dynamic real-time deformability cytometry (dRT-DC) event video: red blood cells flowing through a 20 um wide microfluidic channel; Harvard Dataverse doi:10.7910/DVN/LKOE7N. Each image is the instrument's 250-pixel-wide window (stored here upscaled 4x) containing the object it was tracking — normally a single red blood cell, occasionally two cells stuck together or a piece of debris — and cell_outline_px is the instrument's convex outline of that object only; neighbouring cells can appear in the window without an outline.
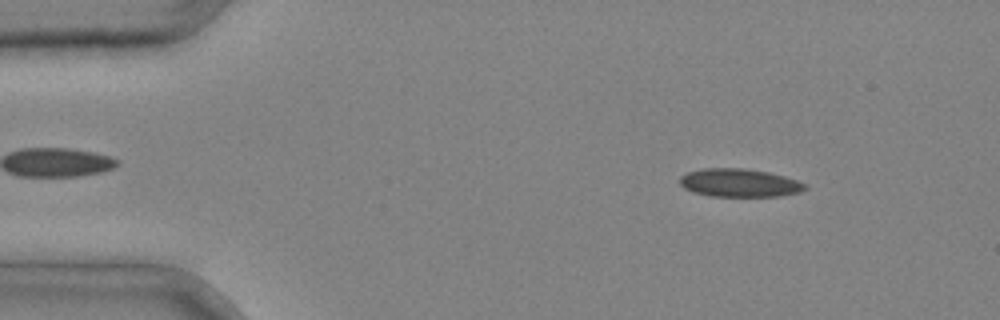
{"species": "common noctule bat (a hibernating species)", "species_latin": "Nyctalus noctula", "temperature_condition": "cold", "stored_images_in_passage": 3, "camera_frame_rate_fps": 3000, "um_per_image_px": 0.085, "animal": {"sex": "male", "body_mass_g": 20.4}, "frame": {"image": 1, "passage_image": 1, "time_ms": 0.0, "image_size_px": [1000, 320], "cell_outline_px": [[808, 188], [800, 192], [780, 196], [712, 196], [692, 192], [684, 188], [680, 184], [680, 176], [688, 172], [704, 168], [744, 168], [768, 172], [784, 176], [808, 184]], "centroid_in_image_um": [62.86, 15.54], "position_along_channel_um": 22.1, "area_um2": 20.63}}
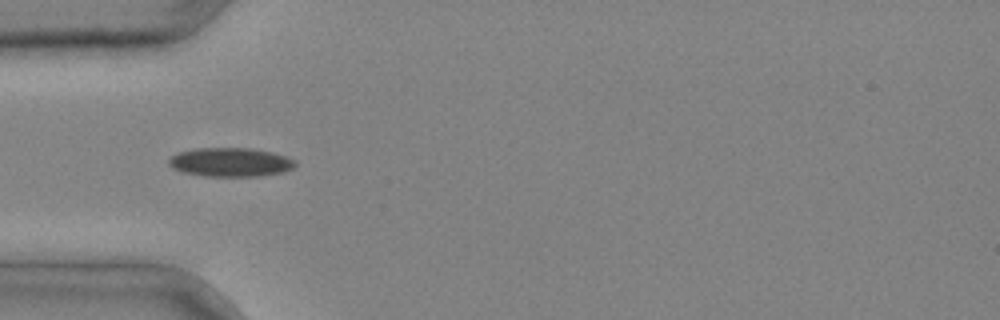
{"frame": {"image": 2, "passage_image": 3, "time_ms": 0.667, "image_size_px": [1000, 320], "cell_outline_px": [[296, 164], [292, 168], [284, 172], [260, 176], [204, 176], [180, 172], [172, 168], [168, 164], [168, 160], [172, 156], [180, 152], [196, 148], [252, 148], [272, 152], [288, 156], [296, 160]], "centroid_in_image_um": [19.6, 13.79], "position_along_channel_um": 65.4, "area_um2": 21.5}}